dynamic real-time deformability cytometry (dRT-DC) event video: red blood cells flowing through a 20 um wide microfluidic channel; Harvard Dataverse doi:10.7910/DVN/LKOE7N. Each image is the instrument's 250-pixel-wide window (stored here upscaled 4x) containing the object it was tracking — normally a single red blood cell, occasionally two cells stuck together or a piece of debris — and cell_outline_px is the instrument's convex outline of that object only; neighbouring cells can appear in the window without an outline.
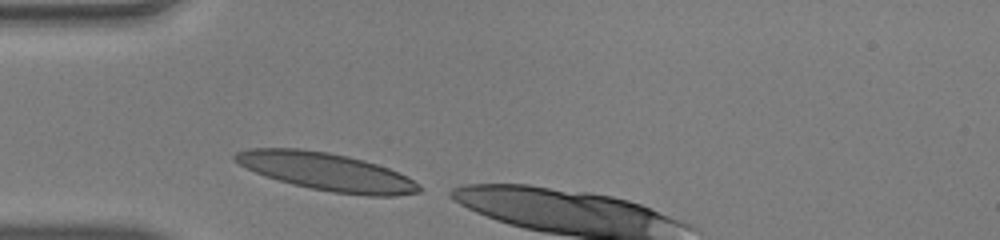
{"species": "human", "species_latin": "Homo sapiens", "temperature_condition": "warm", "stored_images_in_passage": 8, "camera_frame_rate_fps": 3000, "um_per_image_px": 0.085, "donor": {"sex": "male"}, "frame": {"image": 1, "passage_image": 1, "time_ms": 0.0, "image_size_px": [1000, 240], "cell_outline_px": [[424, 188], [420, 192], [396, 196], [368, 196], [332, 192], [292, 184], [264, 176], [232, 160], [232, 156], [236, 152], [248, 148], [300, 148], [328, 152], [348, 156], [364, 160], [388, 168], [408, 176], [420, 184]], "centroid_in_image_um": [27.78, 14.59], "position_along_channel_um": 57.2, "area_um2": 40.63}}
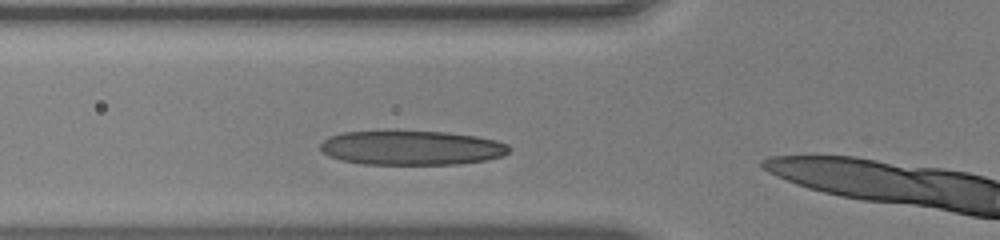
{"frame": {"image": 2, "passage_image": 4, "time_ms": 1.0, "image_size_px": [1000, 240], "cell_outline_px": [[512, 148], [504, 156], [488, 160], [456, 164], [360, 164], [340, 160], [328, 156], [320, 148], [320, 144], [328, 136], [340, 132], [448, 132], [476, 136], [496, 140], [508, 144]], "centroid_in_image_um": [35.0, 12.58], "position_along_channel_um": 90.8, "area_um2": 37.86}}
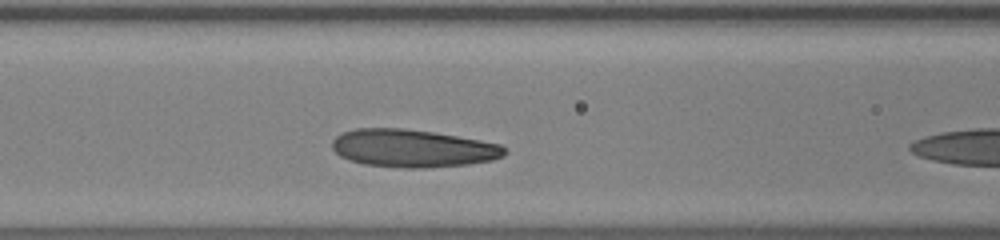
{"frame": {"image": 3, "passage_image": 7, "time_ms": 2.0, "image_size_px": [1000, 240], "cell_outline_px": [[508, 152], [504, 156], [492, 160], [468, 164], [424, 168], [400, 168], [364, 164], [340, 156], [332, 148], [332, 140], [340, 132], [356, 128], [404, 128], [432, 132], [480, 140], [500, 144], [508, 148]], "centroid_in_image_um": [35.09, 12.6], "position_along_channel_um": 131.5, "area_um2": 38.15}}